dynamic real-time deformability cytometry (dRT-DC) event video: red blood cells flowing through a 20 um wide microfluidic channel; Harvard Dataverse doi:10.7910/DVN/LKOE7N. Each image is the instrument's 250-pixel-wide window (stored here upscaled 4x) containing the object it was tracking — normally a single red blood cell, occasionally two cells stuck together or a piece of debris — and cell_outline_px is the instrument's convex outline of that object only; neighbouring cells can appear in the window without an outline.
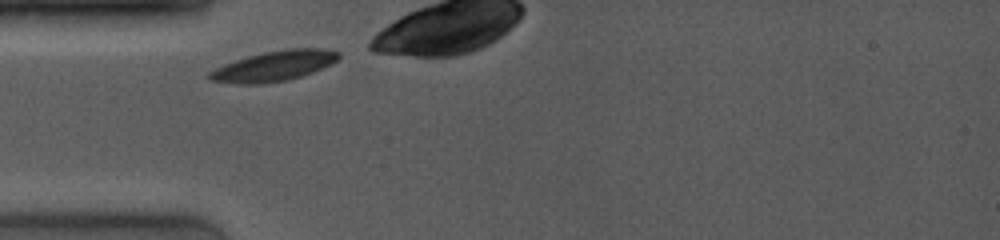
{"species": "common noctule bat (a hibernating species)", "species_latin": "Nyctalus noctula", "temperature_condition": "room temperature", "stored_images_in_passage": 2, "camera_frame_rate_fps": 4000, "um_per_image_px": 0.085, "animal": {"sex": "female", "body_mass_g": 19.0, "forearm_length_mm": 53.3}, "frame": {"image": 1, "passage_image": 1, "time_ms": 0.0, "image_size_px": [1000, 240], "cell_outline_px": [[340, 56], [336, 60], [312, 72], [288, 80], [256, 84], [240, 84], [208, 80], [208, 72], [224, 64], [248, 56], [264, 52], [288, 48], [320, 48], [340, 52]], "centroid_in_image_um": [23.25, 5.6], "position_along_channel_um": 61.7, "area_um2": 22.43}}